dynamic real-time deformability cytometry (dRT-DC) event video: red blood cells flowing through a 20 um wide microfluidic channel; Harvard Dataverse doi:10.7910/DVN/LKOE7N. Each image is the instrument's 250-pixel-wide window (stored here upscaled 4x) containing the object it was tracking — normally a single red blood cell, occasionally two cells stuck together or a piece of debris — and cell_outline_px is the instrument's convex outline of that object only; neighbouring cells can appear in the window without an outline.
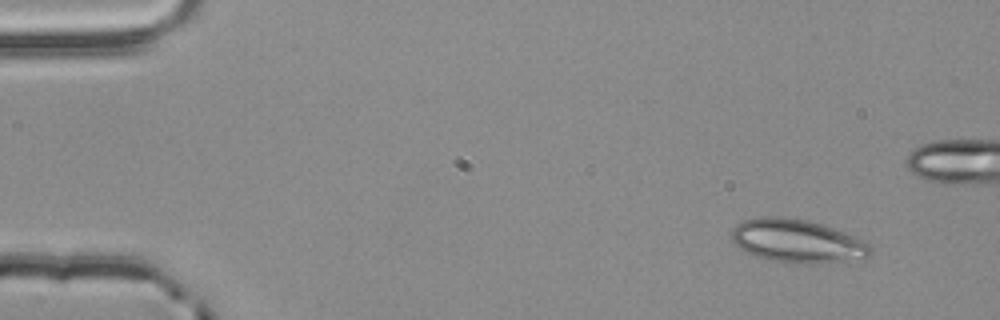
{"species": "common noctule bat (a hibernating species)", "species_latin": "Nyctalus noctula", "temperature_condition": "room temperature", "stored_images_in_passage": 4, "camera_frame_rate_fps": 3000, "um_per_image_px": 0.085, "animal": {"sex": "male", "body_mass_g": 20.4}, "frame": {"image": 1, "passage_image": 1, "time_ms": 0.0, "image_size_px": [1000, 320], "cell_outline_px": [[872, 252], [864, 260], [812, 264], [808, 264], [768, 260], [756, 256], [740, 248], [732, 240], [732, 228], [736, 224], [744, 220], [760, 216], [784, 216], [808, 220], [868, 240], [872, 248]], "centroid_in_image_um": [67.83, 20.49], "position_along_channel_um": 17.2, "area_um2": 35.6}}